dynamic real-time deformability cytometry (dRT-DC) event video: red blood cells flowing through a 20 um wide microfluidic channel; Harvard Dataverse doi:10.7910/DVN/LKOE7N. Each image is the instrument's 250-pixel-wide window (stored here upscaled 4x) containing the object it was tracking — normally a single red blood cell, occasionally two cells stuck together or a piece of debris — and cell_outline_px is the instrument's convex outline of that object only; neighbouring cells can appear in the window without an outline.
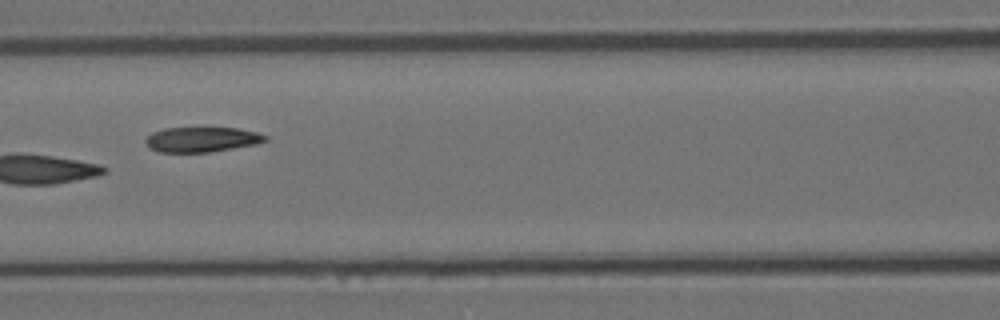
{"species": "Egyptian fruit bat (a non-hibernating species)", "species_latin": "Rousettus aegyptiacus", "temperature_condition": "room temperature", "stored_images_in_passage": 15, "camera_frame_rate_fps": 3000, "um_per_image_px": 0.085, "animal": {"sex": "female"}, "frame": {"image": 1, "passage_image": 7, "time_ms": 2.0, "image_size_px": [1000, 320], "cell_outline_px": [[268, 140], [256, 144], [208, 152], [156, 152], [148, 148], [144, 140], [152, 132], [164, 128], [236, 128], [256, 132], [268, 136]], "centroid_in_image_um": [17.11, 11.86], "position_along_channel_um": 149.5, "area_um2": 17.46}}
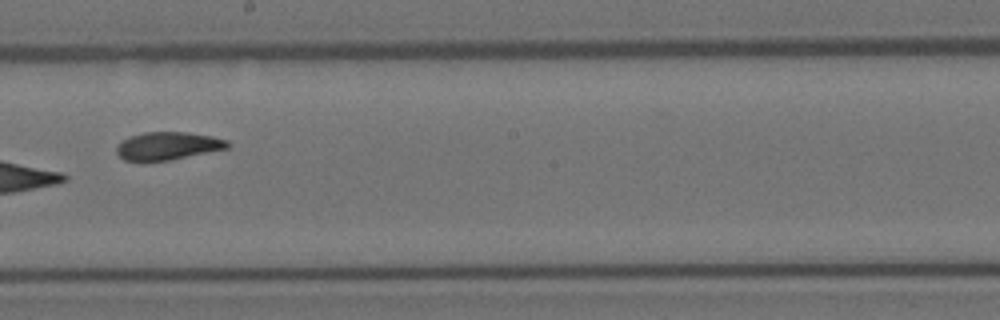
{"frame": {"image": 2, "passage_image": 9, "time_ms": 2.667, "image_size_px": [1000, 320], "cell_outline_px": [[232, 144], [228, 148], [168, 160], [140, 164], [124, 160], [116, 152], [116, 148], [120, 140], [128, 136], [144, 132], [188, 132], [212, 136], [228, 140]], "centroid_in_image_um": [14.2, 12.42], "position_along_channel_um": 234.0, "area_um2": 18.61}}
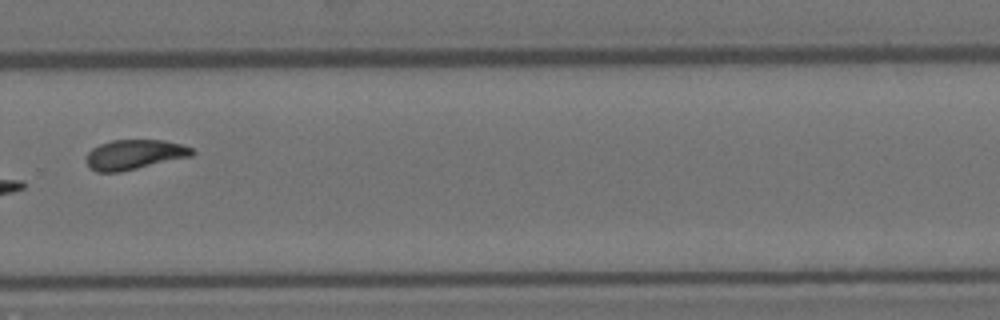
{"frame": {"image": 3, "passage_image": 11, "time_ms": 3.333, "image_size_px": [1000, 320], "cell_outline_px": [[196, 152], [192, 156], [120, 172], [96, 172], [88, 168], [84, 160], [84, 156], [92, 148], [100, 144], [112, 140], [164, 140], [180, 144], [192, 148]], "centroid_in_image_um": [11.37, 13.14], "position_along_channel_um": 318.4, "area_um2": 18.61}}